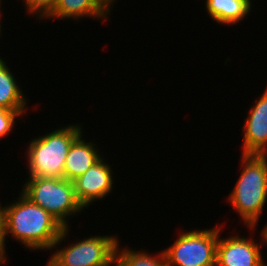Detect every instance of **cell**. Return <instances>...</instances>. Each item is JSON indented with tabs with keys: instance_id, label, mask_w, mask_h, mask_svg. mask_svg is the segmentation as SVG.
Masks as SVG:
<instances>
[{
	"instance_id": "1",
	"label": "cell",
	"mask_w": 267,
	"mask_h": 266,
	"mask_svg": "<svg viewBox=\"0 0 267 266\" xmlns=\"http://www.w3.org/2000/svg\"><path fill=\"white\" fill-rule=\"evenodd\" d=\"M8 206H3L4 240L12 238L23 243L28 249H57L68 235L64 228L45 209L32 203L20 193L19 198Z\"/></svg>"
},
{
	"instance_id": "2",
	"label": "cell",
	"mask_w": 267,
	"mask_h": 266,
	"mask_svg": "<svg viewBox=\"0 0 267 266\" xmlns=\"http://www.w3.org/2000/svg\"><path fill=\"white\" fill-rule=\"evenodd\" d=\"M242 171L228 199L250 230L267 202V155L242 154Z\"/></svg>"
},
{
	"instance_id": "3",
	"label": "cell",
	"mask_w": 267,
	"mask_h": 266,
	"mask_svg": "<svg viewBox=\"0 0 267 266\" xmlns=\"http://www.w3.org/2000/svg\"><path fill=\"white\" fill-rule=\"evenodd\" d=\"M80 124L60 127L33 138L28 145L29 177L64 178V166L73 141L83 133Z\"/></svg>"
},
{
	"instance_id": "4",
	"label": "cell",
	"mask_w": 267,
	"mask_h": 266,
	"mask_svg": "<svg viewBox=\"0 0 267 266\" xmlns=\"http://www.w3.org/2000/svg\"><path fill=\"white\" fill-rule=\"evenodd\" d=\"M22 188L24 196L45 209L64 228L69 227V216L84 210L76 198L73 181L65 178L29 177Z\"/></svg>"
},
{
	"instance_id": "5",
	"label": "cell",
	"mask_w": 267,
	"mask_h": 266,
	"mask_svg": "<svg viewBox=\"0 0 267 266\" xmlns=\"http://www.w3.org/2000/svg\"><path fill=\"white\" fill-rule=\"evenodd\" d=\"M221 225L211 229L180 233L164 250L167 266H216L217 243Z\"/></svg>"
},
{
	"instance_id": "6",
	"label": "cell",
	"mask_w": 267,
	"mask_h": 266,
	"mask_svg": "<svg viewBox=\"0 0 267 266\" xmlns=\"http://www.w3.org/2000/svg\"><path fill=\"white\" fill-rule=\"evenodd\" d=\"M117 236H90L52 253L60 266H111L114 264Z\"/></svg>"
},
{
	"instance_id": "7",
	"label": "cell",
	"mask_w": 267,
	"mask_h": 266,
	"mask_svg": "<svg viewBox=\"0 0 267 266\" xmlns=\"http://www.w3.org/2000/svg\"><path fill=\"white\" fill-rule=\"evenodd\" d=\"M112 174L109 163L101 158L83 175L73 180L76 198L84 209L92 202L103 199L111 193L114 188Z\"/></svg>"
},
{
	"instance_id": "8",
	"label": "cell",
	"mask_w": 267,
	"mask_h": 266,
	"mask_svg": "<svg viewBox=\"0 0 267 266\" xmlns=\"http://www.w3.org/2000/svg\"><path fill=\"white\" fill-rule=\"evenodd\" d=\"M261 246L253 238L231 235L219 237L216 266H267L263 261Z\"/></svg>"
},
{
	"instance_id": "9",
	"label": "cell",
	"mask_w": 267,
	"mask_h": 266,
	"mask_svg": "<svg viewBox=\"0 0 267 266\" xmlns=\"http://www.w3.org/2000/svg\"><path fill=\"white\" fill-rule=\"evenodd\" d=\"M242 130V154L267 155V88L249 110Z\"/></svg>"
},
{
	"instance_id": "10",
	"label": "cell",
	"mask_w": 267,
	"mask_h": 266,
	"mask_svg": "<svg viewBox=\"0 0 267 266\" xmlns=\"http://www.w3.org/2000/svg\"><path fill=\"white\" fill-rule=\"evenodd\" d=\"M113 7L109 0H57L52 12L46 19H80L82 17H93L107 19V15L111 13L110 8Z\"/></svg>"
},
{
	"instance_id": "11",
	"label": "cell",
	"mask_w": 267,
	"mask_h": 266,
	"mask_svg": "<svg viewBox=\"0 0 267 266\" xmlns=\"http://www.w3.org/2000/svg\"><path fill=\"white\" fill-rule=\"evenodd\" d=\"M81 133L71 144L64 166V178L73 181L83 175L92 165L97 163L102 156L96 144L86 142ZM101 156V157H100Z\"/></svg>"
},
{
	"instance_id": "12",
	"label": "cell",
	"mask_w": 267,
	"mask_h": 266,
	"mask_svg": "<svg viewBox=\"0 0 267 266\" xmlns=\"http://www.w3.org/2000/svg\"><path fill=\"white\" fill-rule=\"evenodd\" d=\"M250 0H206V11L220 24L235 25L250 14Z\"/></svg>"
},
{
	"instance_id": "13",
	"label": "cell",
	"mask_w": 267,
	"mask_h": 266,
	"mask_svg": "<svg viewBox=\"0 0 267 266\" xmlns=\"http://www.w3.org/2000/svg\"><path fill=\"white\" fill-rule=\"evenodd\" d=\"M7 63L0 57V108L25 111L27 99Z\"/></svg>"
},
{
	"instance_id": "14",
	"label": "cell",
	"mask_w": 267,
	"mask_h": 266,
	"mask_svg": "<svg viewBox=\"0 0 267 266\" xmlns=\"http://www.w3.org/2000/svg\"><path fill=\"white\" fill-rule=\"evenodd\" d=\"M113 266H167L166 255L164 250L157 255H149V253L131 250L126 247L120 251L119 241L116 246Z\"/></svg>"
},
{
	"instance_id": "15",
	"label": "cell",
	"mask_w": 267,
	"mask_h": 266,
	"mask_svg": "<svg viewBox=\"0 0 267 266\" xmlns=\"http://www.w3.org/2000/svg\"><path fill=\"white\" fill-rule=\"evenodd\" d=\"M57 0H24L28 13L38 15V18H46L53 10Z\"/></svg>"
},
{
	"instance_id": "16",
	"label": "cell",
	"mask_w": 267,
	"mask_h": 266,
	"mask_svg": "<svg viewBox=\"0 0 267 266\" xmlns=\"http://www.w3.org/2000/svg\"><path fill=\"white\" fill-rule=\"evenodd\" d=\"M25 111H13L9 109L0 108V138H5L13 130L15 119L23 116Z\"/></svg>"
},
{
	"instance_id": "17",
	"label": "cell",
	"mask_w": 267,
	"mask_h": 266,
	"mask_svg": "<svg viewBox=\"0 0 267 266\" xmlns=\"http://www.w3.org/2000/svg\"><path fill=\"white\" fill-rule=\"evenodd\" d=\"M5 240H4V235H0V264L3 262L5 263L6 260V250H5Z\"/></svg>"
},
{
	"instance_id": "18",
	"label": "cell",
	"mask_w": 267,
	"mask_h": 266,
	"mask_svg": "<svg viewBox=\"0 0 267 266\" xmlns=\"http://www.w3.org/2000/svg\"><path fill=\"white\" fill-rule=\"evenodd\" d=\"M0 235H4L3 207L0 204Z\"/></svg>"
},
{
	"instance_id": "19",
	"label": "cell",
	"mask_w": 267,
	"mask_h": 266,
	"mask_svg": "<svg viewBox=\"0 0 267 266\" xmlns=\"http://www.w3.org/2000/svg\"><path fill=\"white\" fill-rule=\"evenodd\" d=\"M261 238L264 243H267V224L265 225V227L263 228L261 232Z\"/></svg>"
},
{
	"instance_id": "20",
	"label": "cell",
	"mask_w": 267,
	"mask_h": 266,
	"mask_svg": "<svg viewBox=\"0 0 267 266\" xmlns=\"http://www.w3.org/2000/svg\"><path fill=\"white\" fill-rule=\"evenodd\" d=\"M46 266H60L58 265L51 257L49 259V261L47 262Z\"/></svg>"
},
{
	"instance_id": "21",
	"label": "cell",
	"mask_w": 267,
	"mask_h": 266,
	"mask_svg": "<svg viewBox=\"0 0 267 266\" xmlns=\"http://www.w3.org/2000/svg\"><path fill=\"white\" fill-rule=\"evenodd\" d=\"M0 8H1V0H0ZM0 13H1V9H0ZM2 22H1V14H0V34H1V29H2V26H1ZM1 37V35H0Z\"/></svg>"
}]
</instances>
